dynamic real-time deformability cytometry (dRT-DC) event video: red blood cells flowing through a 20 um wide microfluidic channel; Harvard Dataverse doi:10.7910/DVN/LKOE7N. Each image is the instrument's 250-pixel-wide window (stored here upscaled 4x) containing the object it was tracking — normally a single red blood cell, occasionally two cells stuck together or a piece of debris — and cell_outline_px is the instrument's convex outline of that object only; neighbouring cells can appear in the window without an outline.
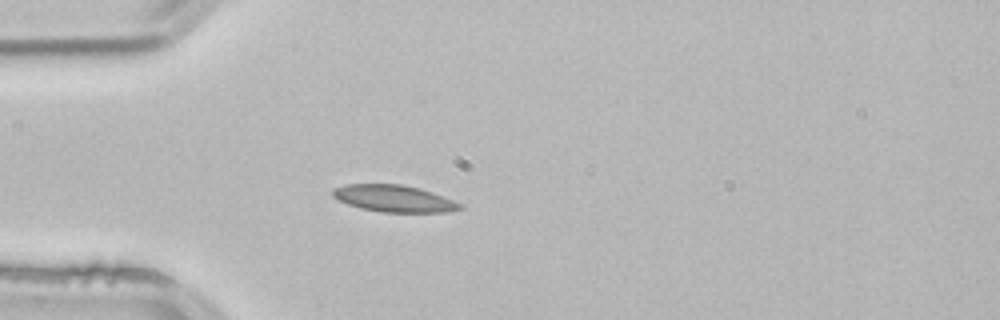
{"species": "common noctule bat (a hibernating species)", "species_latin": "Nyctalus noctula", "temperature_condition": "room temperature", "stored_images_in_passage": 3, "camera_frame_rate_fps": 3000, "um_per_image_px": 0.085, "animal": {"sex": "male", "body_mass_g": 21.5, "forearm_length_mm": 52.0}, "frame": {"image": 1, "passage_image": 3, "time_ms": 0.667, "image_size_px": [1000, 320], "cell_outline_px": [[464, 208], [448, 212], [380, 212], [360, 208], [348, 204], [332, 196], [332, 188], [344, 184], [400, 184], [420, 188], [432, 192], [464, 204]], "centroid_in_image_um": [33.5, 16.87], "position_along_channel_um": 51.5, "area_um2": 20.06}}